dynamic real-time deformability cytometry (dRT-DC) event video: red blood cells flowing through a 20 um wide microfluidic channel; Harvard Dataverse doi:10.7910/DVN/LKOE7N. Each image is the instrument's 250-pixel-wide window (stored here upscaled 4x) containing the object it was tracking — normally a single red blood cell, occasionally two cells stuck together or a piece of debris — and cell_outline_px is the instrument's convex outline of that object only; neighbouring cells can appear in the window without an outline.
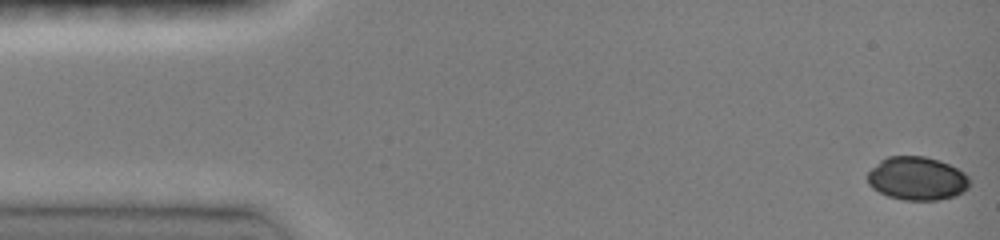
{"species": "common noctule bat (a hibernating species)", "species_latin": "Nyctalus noctula", "temperature_condition": "room temperature", "stored_images_in_passage": 47, "camera_frame_rate_fps": 3000, "um_per_image_px": 0.085, "animal": {"sex": "female", "body_mass_g": 19.0, "forearm_length_mm": 51.5}, "frame": {"image": 1, "passage_image": 1, "time_ms": 0.0, "image_size_px": [1000, 240], "cell_outline_px": [[968, 188], [964, 192], [956, 196], [936, 200], [904, 200], [888, 196], [872, 188], [868, 184], [868, 172], [880, 160], [888, 156], [924, 156], [940, 160], [964, 172], [968, 176]], "centroid_in_image_um": [77.95, 15.17], "position_along_channel_um": 7.1, "area_um2": 25.84}}
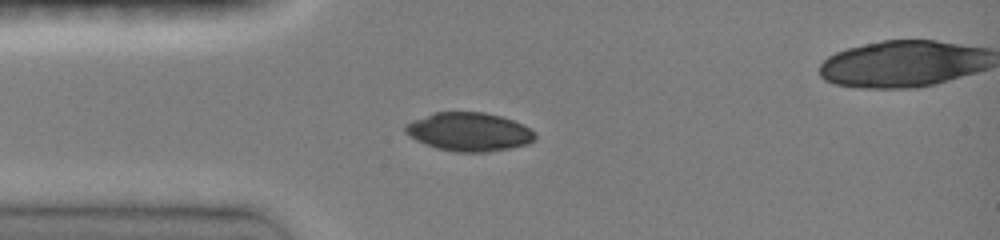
{"frame": {"image": 2, "passage_image": 19, "time_ms": 3.667, "image_size_px": [1000, 240], "cell_outline_px": [[536, 136], [528, 144], [488, 152], [456, 152], [436, 148], [424, 144], [416, 140], [404, 132], [404, 124], [412, 120], [432, 112], [484, 112], [500, 116], [512, 120], [536, 132]], "centroid_in_image_um": [39.81, 11.2], "position_along_channel_um": 45.2, "area_um2": 29.19}}
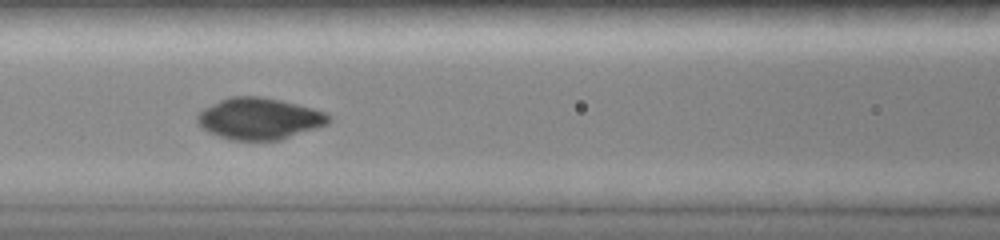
{"frame": {"image": 3, "passage_image": 39, "time_ms": 6.333, "image_size_px": [1000, 240], "cell_outline_px": [[332, 120], [328, 124], [280, 140], [232, 140], [208, 132], [196, 120], [196, 116], [204, 108], [228, 96], [260, 96], [280, 100], [328, 112], [332, 116]], "centroid_in_image_um": [22.07, 10.08], "position_along_channel_um": 144.5, "area_um2": 31.79}}